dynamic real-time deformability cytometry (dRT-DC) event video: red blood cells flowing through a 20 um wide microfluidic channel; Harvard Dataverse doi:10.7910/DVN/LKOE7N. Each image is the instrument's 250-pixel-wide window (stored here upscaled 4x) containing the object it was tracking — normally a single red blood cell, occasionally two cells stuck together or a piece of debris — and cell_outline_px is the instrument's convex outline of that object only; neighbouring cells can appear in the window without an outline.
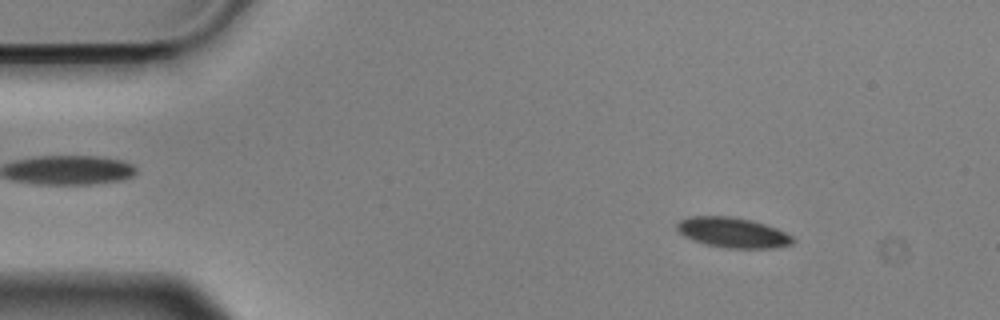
{"species": "Egyptian fruit bat (a non-hibernating species)", "species_latin": "Rousettus aegyptiacus", "temperature_condition": "cold", "stored_images_in_passage": 57, "camera_frame_rate_fps": 3000, "um_per_image_px": 0.085, "animal": {"sex": "male"}, "frame": {"image": 1, "passage_image": 8, "time_ms": 2.333, "image_size_px": [1000, 320], "cell_outline_px": [[792, 244], [768, 248], [728, 248], [708, 244], [684, 236], [676, 228], [676, 224], [680, 220], [688, 216], [732, 216], [752, 220], [776, 228], [792, 236]], "centroid_in_image_um": [62.26, 19.75], "position_along_channel_um": 22.7, "area_um2": 20.06}}
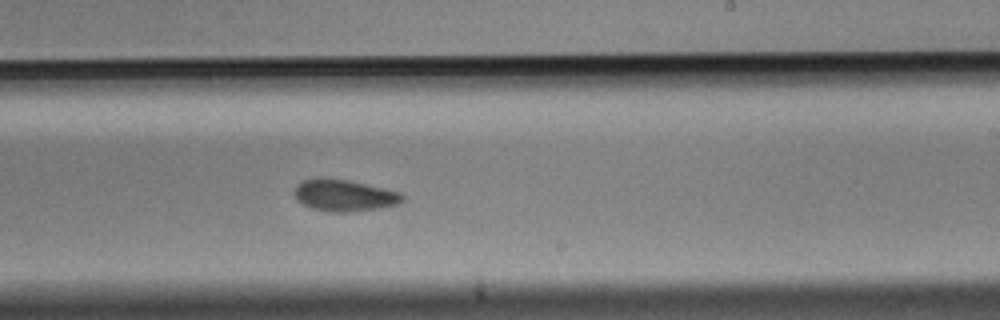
{"frame": {"image": 2, "passage_image": 34, "time_ms": 11.0, "image_size_px": [1000, 320], "cell_outline_px": [[404, 200], [400, 204], [376, 208], [348, 212], [328, 212], [312, 208], [304, 204], [296, 196], [296, 184], [304, 180], [348, 180], [384, 188], [400, 192], [404, 196]], "centroid_in_image_um": [29.34, 16.64], "position_along_channel_um": 259.7, "area_um2": 19.25}}
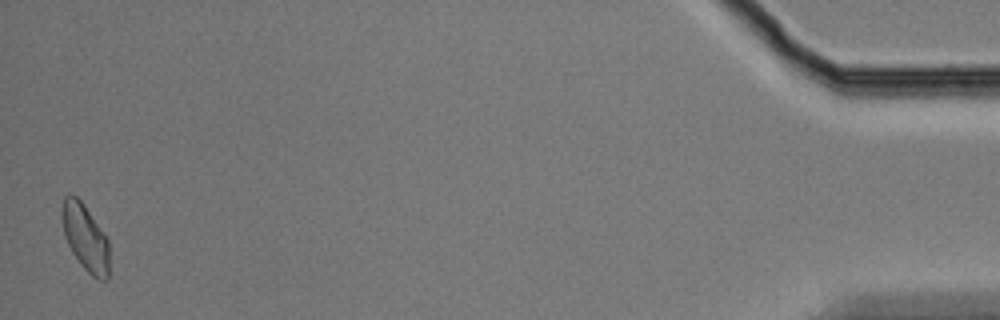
{"frame": {"image": 3, "passage_image": 56, "time_ms": 18.333, "image_size_px": [1000, 320], "cell_outline_px": [[108, 280], [100, 280], [92, 276], [84, 268], [72, 252], [64, 236], [60, 212], [64, 196], [68, 192], [76, 196], [84, 204], [108, 240]], "centroid_in_image_um": [7.21, 20.15], "position_along_channel_um": 428.0, "area_um2": 18.32}, "authors_computed_cell_mechanics": {"area_um2": 19.7676, "velocity_mm_per_s": 3.5598, "shape_relaxation_time_tau1_ms": 3.794, "shape_relaxation_time_tau2_ms": 5.0899, "deformation_change_tau1": 0.0774, "deformation_change_tau2": 0.0947}}